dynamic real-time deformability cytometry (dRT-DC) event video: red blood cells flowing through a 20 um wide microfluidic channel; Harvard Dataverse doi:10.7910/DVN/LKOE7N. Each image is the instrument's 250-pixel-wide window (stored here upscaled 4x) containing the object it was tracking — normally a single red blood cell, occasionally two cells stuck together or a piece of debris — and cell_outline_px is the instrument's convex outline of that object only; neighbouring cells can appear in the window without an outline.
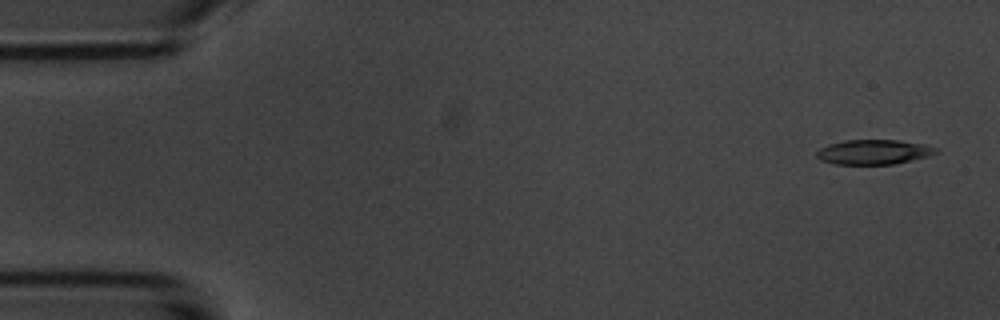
{"species": "common noctule bat (a hibernating species)", "species_latin": "Nyctalus noctula", "temperature_condition": "room temperature", "stored_images_in_passage": 5, "camera_frame_rate_fps": 3000, "um_per_image_px": 0.085, "animal": {"sex": "male", "body_mass_g": 20.1, "forearm_length_mm": 53.5}, "frame": {"image": 1, "passage_image": 1, "time_ms": 0.0, "image_size_px": [1000, 320], "cell_outline_px": [[940, 152], [928, 156], [896, 164], [836, 164], [820, 160], [816, 156], [816, 152], [820, 148], [828, 144], [844, 140], [896, 140], [924, 144], [936, 148]], "centroid_in_image_um": [74.26, 12.92], "position_along_channel_um": 10.7, "area_um2": 17.22}}
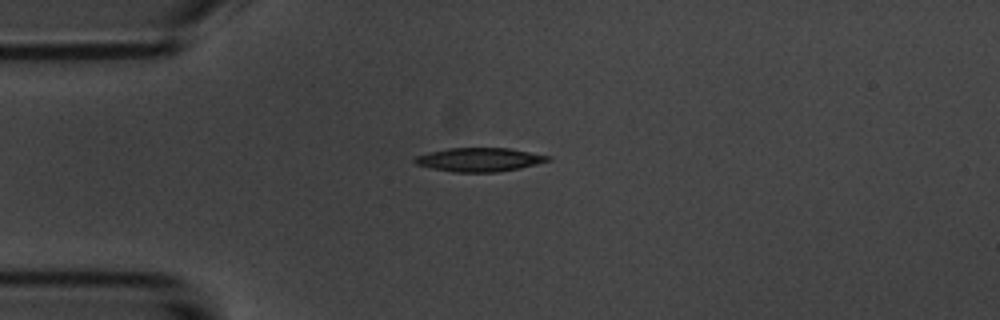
{"frame": {"image": 2, "passage_image": 4, "time_ms": 3.667, "image_size_px": [1000, 320], "cell_outline_px": [[552, 160], [520, 168], [496, 172], [452, 172], [432, 168], [416, 164], [412, 160], [416, 156], [448, 148], [508, 148], [552, 156]], "centroid_in_image_um": [40.78, 13.57], "position_along_channel_um": 44.2, "area_um2": 18.32}}